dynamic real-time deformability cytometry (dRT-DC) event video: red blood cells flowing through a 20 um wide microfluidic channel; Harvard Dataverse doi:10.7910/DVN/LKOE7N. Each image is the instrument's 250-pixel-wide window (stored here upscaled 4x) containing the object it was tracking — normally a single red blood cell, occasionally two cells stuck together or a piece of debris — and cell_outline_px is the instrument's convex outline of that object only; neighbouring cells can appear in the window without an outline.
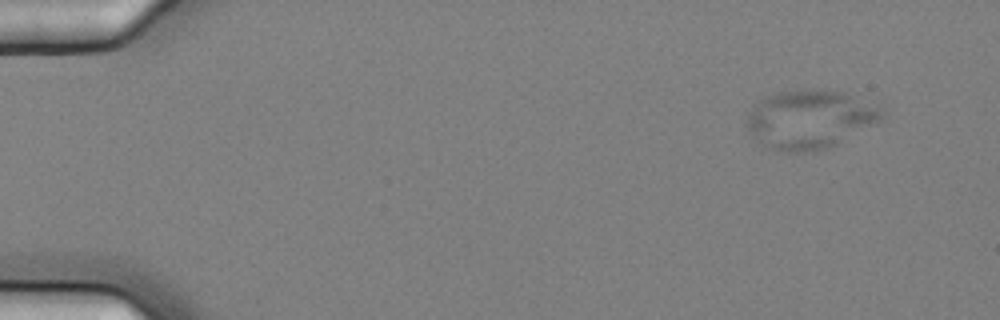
{"species": "common noctule bat (a hibernating species)", "species_latin": "Nyctalus noctula", "temperature_condition": "cold", "stored_images_in_passage": 6, "camera_frame_rate_fps": 3000, "um_per_image_px": 0.085, "animal": {"sex": "female", "body_mass_g": 25.1}, "frame": {"image": 1, "passage_image": 1, "time_ms": 0.0, "image_size_px": [1000, 320], "cell_outline_px": [[884, 116], [876, 124], [828, 148], [812, 152], [788, 152], [772, 148], [752, 132], [748, 128], [748, 116], [752, 108], [760, 100], [776, 92], [816, 88], [844, 92], [884, 108]], "centroid_in_image_um": [68.93, 10.11], "position_along_channel_um": 16.1, "area_um2": 45.66}}
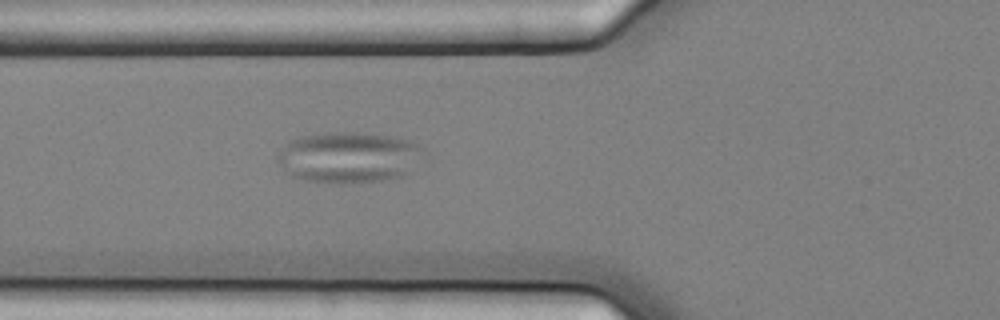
{"frame": {"image": 2, "passage_image": 6, "time_ms": 1.667, "image_size_px": [1000, 320], "cell_outline_px": [[428, 152], [400, 176], [380, 180], [340, 184], [328, 184], [304, 180], [292, 176], [280, 164], [276, 156], [288, 140], [300, 136], [328, 132], [356, 132], [388, 136], [408, 140], [420, 144]], "centroid_in_image_um": [29.61, 13.36], "position_along_channel_um": 96.2, "area_um2": 43.41}}